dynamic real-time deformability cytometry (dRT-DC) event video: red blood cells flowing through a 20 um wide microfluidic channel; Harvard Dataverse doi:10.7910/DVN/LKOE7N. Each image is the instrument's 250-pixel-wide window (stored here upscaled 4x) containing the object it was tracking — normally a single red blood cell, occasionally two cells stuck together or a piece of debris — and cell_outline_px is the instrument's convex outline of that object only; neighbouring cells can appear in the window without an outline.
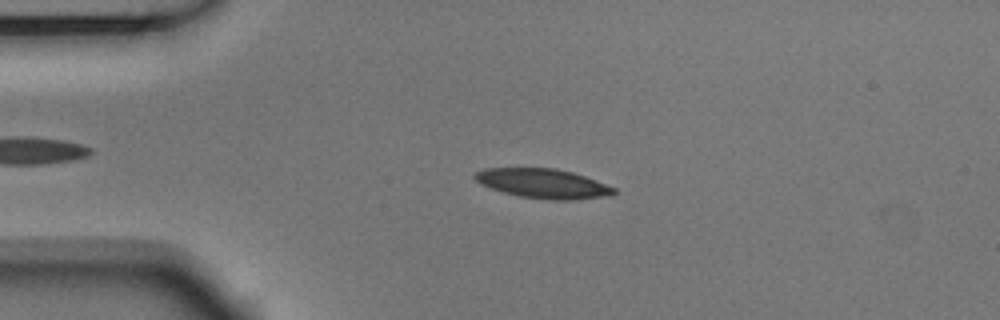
{"species": "Egyptian fruit bat (a non-hibernating species)", "species_latin": "Rousettus aegyptiacus", "temperature_condition": "room temperature", "stored_images_in_passage": 52, "camera_frame_rate_fps": 3000, "um_per_image_px": 0.085, "animal": {"sex": "male"}, "frame": {"image": 1, "passage_image": 11, "time_ms": 3.333, "image_size_px": [1000, 320], "cell_outline_px": [[616, 192], [612, 196], [576, 200], [552, 200], [520, 196], [504, 192], [480, 184], [472, 176], [472, 172], [484, 168], [556, 168], [572, 172], [596, 180], [616, 188]], "centroid_in_image_um": [46.17, 15.6], "position_along_channel_um": 38.8, "area_um2": 24.1}}
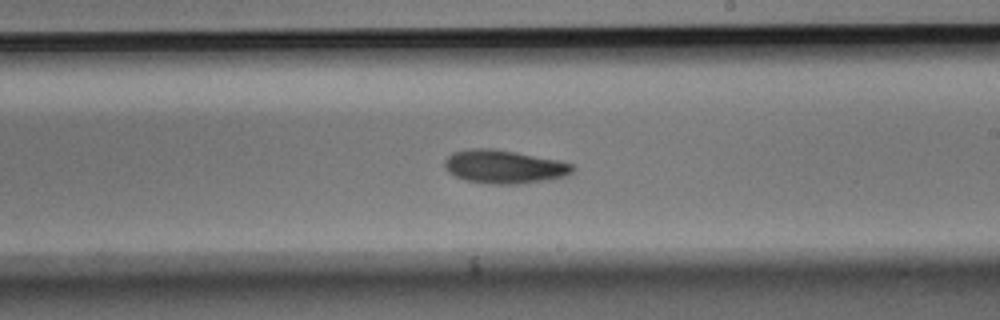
{"frame": {"image": 2, "passage_image": 30, "time_ms": 9.667, "image_size_px": [1000, 320], "cell_outline_px": [[576, 168], [572, 172], [564, 176], [552, 180], [520, 184], [488, 184], [464, 180], [448, 172], [444, 168], [444, 160], [452, 152], [472, 148], [492, 148], [516, 152], [560, 160], [572, 164]], "centroid_in_image_um": [42.86, 14.18], "position_along_channel_um": 246.1, "area_um2": 25.32}}
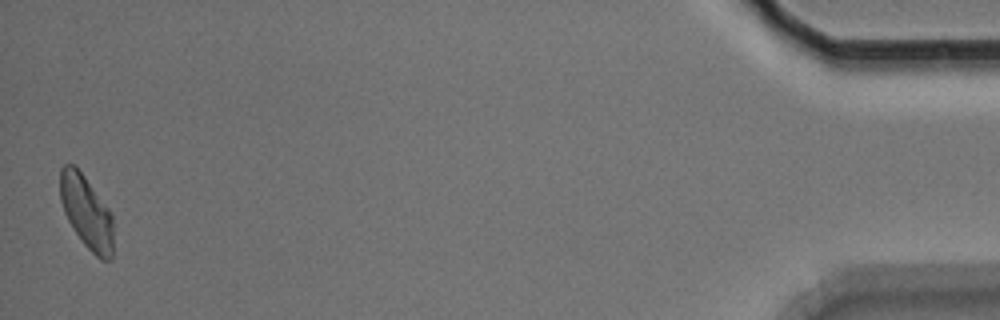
{"frame": {"image": 3, "passage_image": 52, "time_ms": 17.0, "image_size_px": [1000, 320], "cell_outline_px": [[112, 260], [100, 260], [84, 244], [68, 220], [64, 212], [60, 200], [60, 168], [64, 164], [76, 164], [112, 212]], "centroid_in_image_um": [7.35, 17.98], "position_along_channel_um": 427.9, "area_um2": 22.77}, "authors_computed_cell_mechanics": {"area_um2": 23.8136, "velocity_mm_per_s": 3.7225, "shape_relaxation_time_tau1_ms": 3.851, "shape_relaxation_time_tau2_ms": null, "deformation_change_tau1": 0.1168, "deformation_change_tau2": null}}